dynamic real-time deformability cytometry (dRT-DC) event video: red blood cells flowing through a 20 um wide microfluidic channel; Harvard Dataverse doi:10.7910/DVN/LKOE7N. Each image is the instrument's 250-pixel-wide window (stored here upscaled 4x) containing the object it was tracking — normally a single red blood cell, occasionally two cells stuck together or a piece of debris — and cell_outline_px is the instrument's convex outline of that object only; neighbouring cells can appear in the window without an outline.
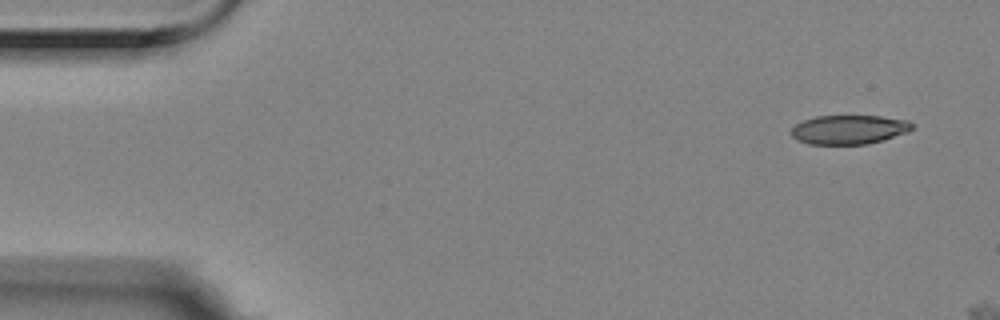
{"species": "Egyptian fruit bat (a non-hibernating species)", "species_latin": "Rousettus aegyptiacus", "temperature_condition": "room temperature", "stored_images_in_passage": 3, "camera_frame_rate_fps": 3000, "um_per_image_px": 0.085, "animal": {"sex": "female"}, "frame": {"image": 1, "passage_image": 1, "time_ms": 0.0, "image_size_px": [1000, 320], "cell_outline_px": [[912, 128], [908, 132], [884, 140], [868, 144], [808, 144], [796, 140], [792, 136], [792, 128], [796, 124], [804, 120], [816, 116], [880, 116], [908, 120], [912, 124]], "centroid_in_image_um": [72.17, 11.02], "position_along_channel_um": 12.8, "area_um2": 20.52}}